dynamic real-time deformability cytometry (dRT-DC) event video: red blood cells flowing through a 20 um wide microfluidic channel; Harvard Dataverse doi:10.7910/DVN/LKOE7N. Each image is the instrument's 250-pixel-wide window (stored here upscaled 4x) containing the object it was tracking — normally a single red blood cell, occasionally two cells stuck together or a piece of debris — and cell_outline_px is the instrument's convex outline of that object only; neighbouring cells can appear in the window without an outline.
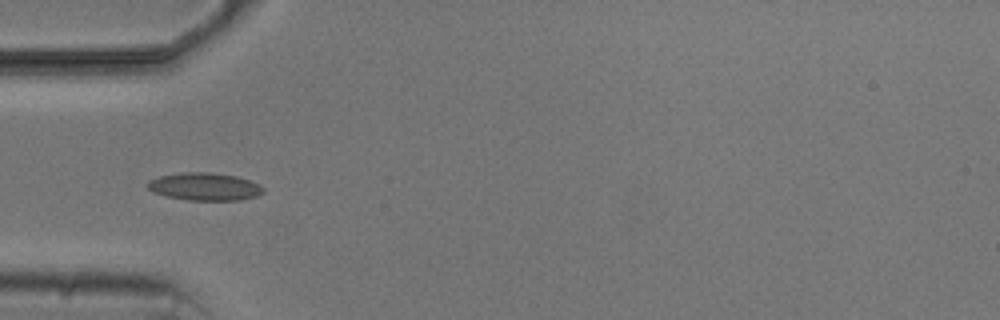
{"species": "common noctule bat (a hibernating species)", "species_latin": "Nyctalus noctula", "temperature_condition": "cold", "stored_images_in_passage": 3, "camera_frame_rate_fps": 3000, "um_per_image_px": 0.085, "animal": {"sex": "male", "body_mass_g": 20.5, "forearm_length_mm": 52.5}, "frame": {"image": 1, "passage_image": 2, "time_ms": 1.0, "image_size_px": [1000, 320], "cell_outline_px": [[264, 192], [256, 196], [240, 200], [188, 200], [168, 196], [152, 192], [148, 188], [148, 180], [160, 176], [180, 172], [212, 172], [236, 176], [260, 184], [264, 188]], "centroid_in_image_um": [17.4, 15.85], "position_along_channel_um": 67.6, "area_um2": 18.67}}